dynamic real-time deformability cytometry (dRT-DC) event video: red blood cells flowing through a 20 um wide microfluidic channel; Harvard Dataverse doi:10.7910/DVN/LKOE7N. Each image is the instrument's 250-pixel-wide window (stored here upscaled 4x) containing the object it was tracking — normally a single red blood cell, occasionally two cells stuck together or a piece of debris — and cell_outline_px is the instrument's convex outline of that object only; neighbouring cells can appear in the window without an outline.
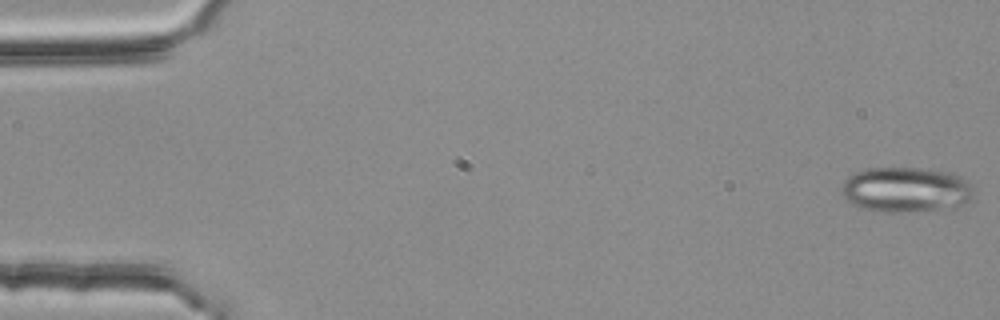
{"species": "common noctule bat (a hibernating species)", "species_latin": "Nyctalus noctula", "temperature_condition": "room temperature", "stored_images_in_passage": 4, "camera_frame_rate_fps": 3000, "um_per_image_px": 0.085, "animal": {"sex": "female", "body_mass_g": 25.1}, "frame": {"image": 1, "passage_image": 1, "time_ms": 0.0, "image_size_px": [1000, 320], "cell_outline_px": [[972, 196], [968, 200], [960, 204], [936, 212], [884, 212], [860, 208], [844, 200], [840, 192], [840, 188], [844, 180], [848, 176], [864, 168], [920, 168], [952, 172], [968, 180], [972, 188]], "centroid_in_image_um": [76.95, 16.13], "position_along_channel_um": 8.0, "area_um2": 35.49}}